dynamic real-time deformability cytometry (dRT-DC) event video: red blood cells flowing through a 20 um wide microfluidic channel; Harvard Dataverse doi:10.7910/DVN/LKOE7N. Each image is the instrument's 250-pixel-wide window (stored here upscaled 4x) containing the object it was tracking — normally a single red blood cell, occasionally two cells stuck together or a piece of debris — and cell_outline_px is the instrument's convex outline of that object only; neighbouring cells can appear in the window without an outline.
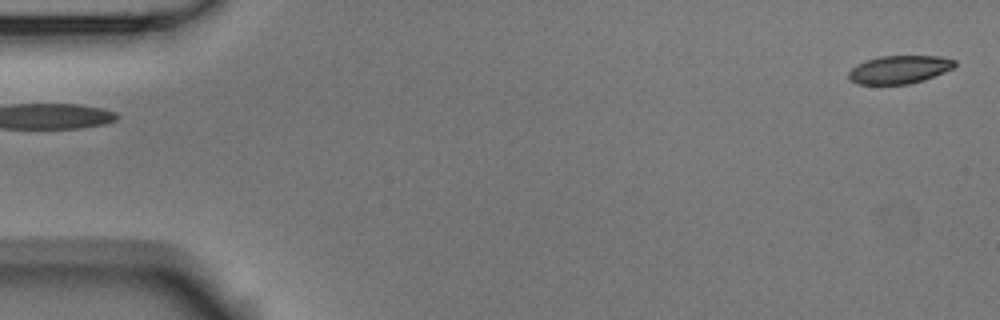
{"species": "Egyptian fruit bat (a non-hibernating species)", "species_latin": "Rousettus aegyptiacus", "temperature_condition": "room temperature", "stored_images_in_passage": 3, "segment_of_instrument_passage": [2, 2], "camera_frame_rate_fps": 3000, "um_per_image_px": 0.085, "animal": {"sex": "male"}, "frame": {"image": 1, "passage_image": 3, "time_ms": 0.667, "image_size_px": [1000, 320], "cell_outline_px": [[956, 64], [952, 68], [944, 72], [924, 80], [908, 84], [856, 84], [848, 76], [848, 72], [856, 64], [864, 60], [880, 56], [940, 56], [956, 60]], "centroid_in_image_um": [76.43, 5.9], "position_along_channel_um": 8.6, "area_um2": 17.4}}